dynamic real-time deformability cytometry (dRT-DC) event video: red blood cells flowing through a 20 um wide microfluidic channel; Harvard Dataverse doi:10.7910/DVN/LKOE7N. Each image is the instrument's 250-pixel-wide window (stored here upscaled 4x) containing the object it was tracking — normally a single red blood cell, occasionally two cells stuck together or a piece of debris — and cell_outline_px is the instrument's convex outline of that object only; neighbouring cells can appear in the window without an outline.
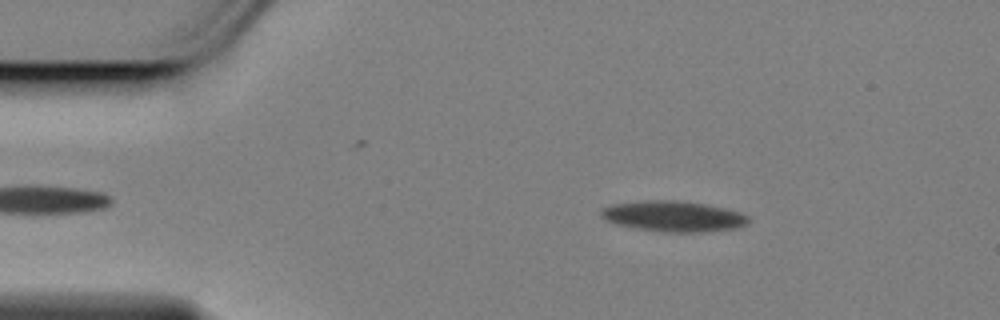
{"species": "Egyptian fruit bat (a non-hibernating species)", "species_latin": "Rousettus aegyptiacus", "temperature_condition": "cold", "stored_images_in_passage": 22, "camera_frame_rate_fps": 3000, "um_per_image_px": 0.085, "animal": {"sex": "female"}, "frame": {"image": 1, "passage_image": 4, "time_ms": 1.0, "image_size_px": [1000, 320], "cell_outline_px": [[748, 224], [736, 228], [692, 232], [672, 232], [644, 228], [620, 224], [608, 220], [600, 216], [600, 212], [604, 208], [616, 204], [652, 200], [676, 200], [704, 204], [724, 208], [740, 212], [748, 216]], "centroid_in_image_um": [57.31, 18.37], "position_along_channel_um": 27.7, "area_um2": 25.37}}
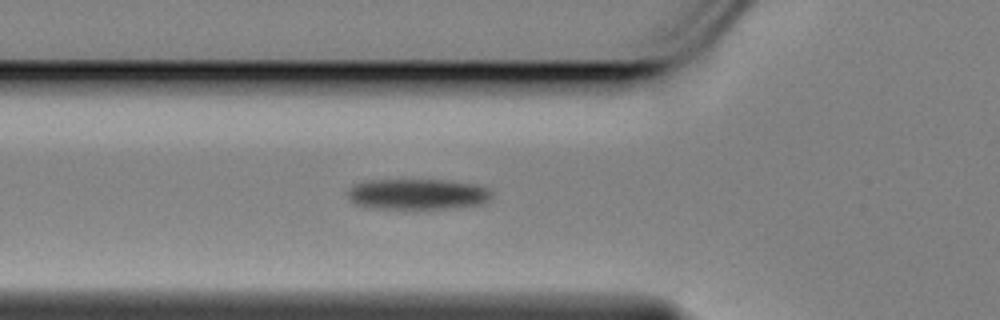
{"frame": {"image": 2, "passage_image": 14, "time_ms": 4.333, "image_size_px": [1000, 320], "cell_outline_px": [[492, 196], [488, 200], [480, 204], [444, 208], [368, 208], [356, 204], [348, 196], [348, 188], [356, 184], [368, 180], [448, 180], [476, 184], [488, 188], [492, 192]], "centroid_in_image_um": [35.49, 16.49], "position_along_channel_um": 90.3, "area_um2": 25.61}}
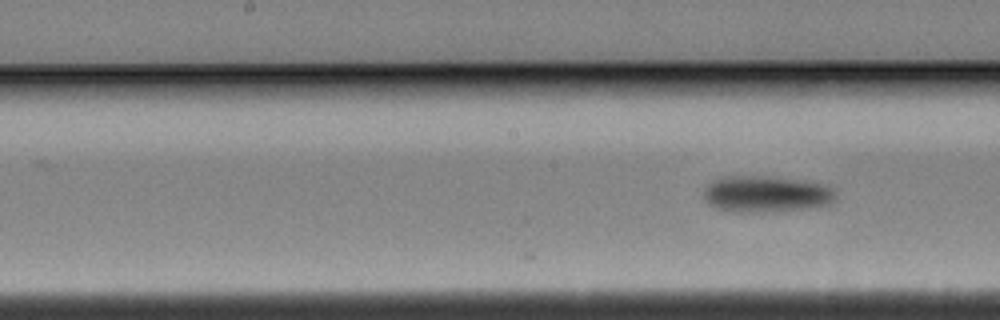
{"frame": {"image": 3, "passage_image": 22, "time_ms": 7.0, "image_size_px": [1000, 320], "cell_outline_px": [[836, 200], [832, 204], [820, 208], [760, 212], [736, 212], [716, 208], [708, 204], [704, 200], [704, 192], [708, 184], [716, 180], [728, 176], [752, 176], [792, 180], [828, 184], [836, 192]], "centroid_in_image_um": [65.19, 16.53], "position_along_channel_um": 183.0, "area_um2": 28.03}}